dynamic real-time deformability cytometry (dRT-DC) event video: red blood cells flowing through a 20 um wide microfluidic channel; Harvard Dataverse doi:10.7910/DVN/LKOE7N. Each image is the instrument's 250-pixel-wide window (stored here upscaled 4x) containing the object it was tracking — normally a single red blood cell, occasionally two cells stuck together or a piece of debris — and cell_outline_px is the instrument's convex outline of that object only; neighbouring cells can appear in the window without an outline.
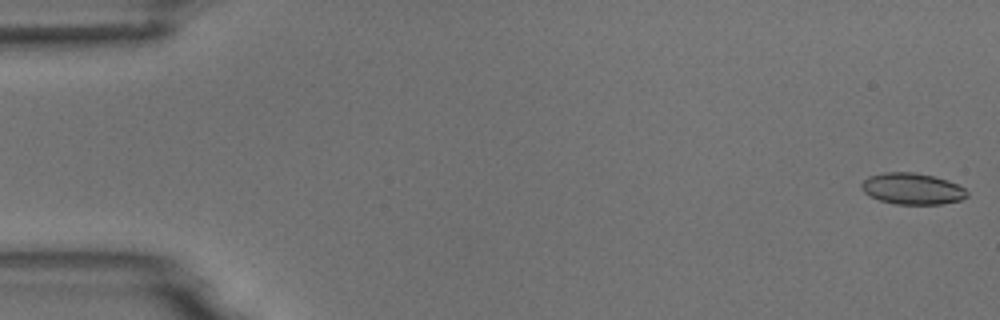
{"species": "common noctule bat (a hibernating species)", "species_latin": "Nyctalus noctula", "temperature_condition": "room temperature", "stored_images_in_passage": 6, "camera_frame_rate_fps": 3000, "um_per_image_px": 0.085, "animal": {"sex": "male", "body_mass_g": 18.8}, "frame": {"image": 1, "passage_image": 1, "time_ms": 0.0, "image_size_px": [1000, 320], "cell_outline_px": [[968, 196], [960, 200], [940, 204], [896, 204], [880, 200], [864, 192], [860, 188], [860, 184], [868, 176], [884, 172], [912, 172], [932, 176], [948, 180], [964, 188], [968, 192]], "centroid_in_image_um": [77.53, 16.04], "position_along_channel_um": 7.5, "area_um2": 19.19}}
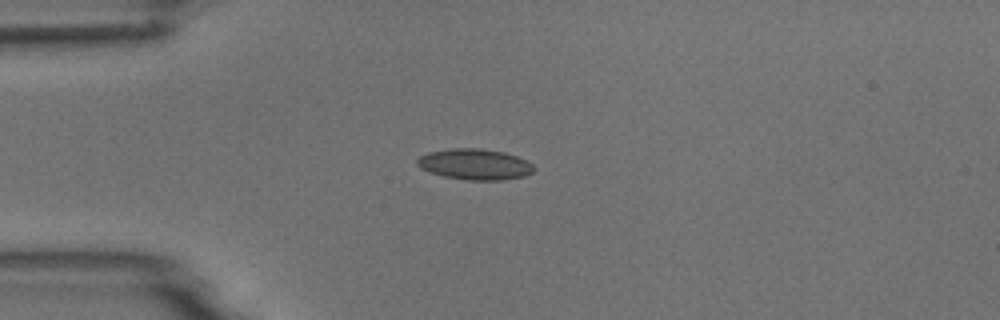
{"frame": {"image": 2, "passage_image": 4, "time_ms": 4.333, "image_size_px": [1000, 320], "cell_outline_px": [[536, 168], [532, 172], [524, 176], [504, 180], [468, 180], [444, 176], [420, 168], [416, 164], [416, 160], [420, 156], [428, 152], [452, 148], [480, 148], [504, 152], [516, 156], [532, 164]], "centroid_in_image_um": [40.36, 13.96], "position_along_channel_um": 44.6, "area_um2": 20.92}}
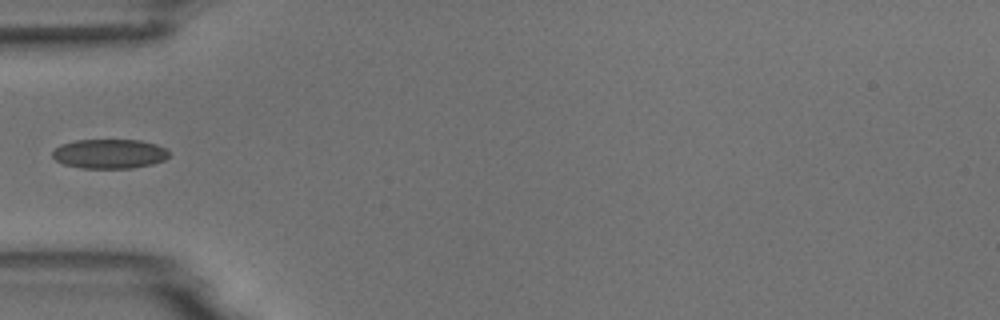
{"frame": {"image": 3, "passage_image": 5, "time_ms": 5.667, "image_size_px": [1000, 320], "cell_outline_px": [[168, 156], [164, 160], [152, 164], [132, 168], [80, 168], [64, 164], [56, 160], [52, 156], [52, 152], [60, 144], [76, 140], [140, 140], [156, 144], [168, 148]], "centroid_in_image_um": [9.31, 13.07], "position_along_channel_um": 75.7, "area_um2": 20.06}}